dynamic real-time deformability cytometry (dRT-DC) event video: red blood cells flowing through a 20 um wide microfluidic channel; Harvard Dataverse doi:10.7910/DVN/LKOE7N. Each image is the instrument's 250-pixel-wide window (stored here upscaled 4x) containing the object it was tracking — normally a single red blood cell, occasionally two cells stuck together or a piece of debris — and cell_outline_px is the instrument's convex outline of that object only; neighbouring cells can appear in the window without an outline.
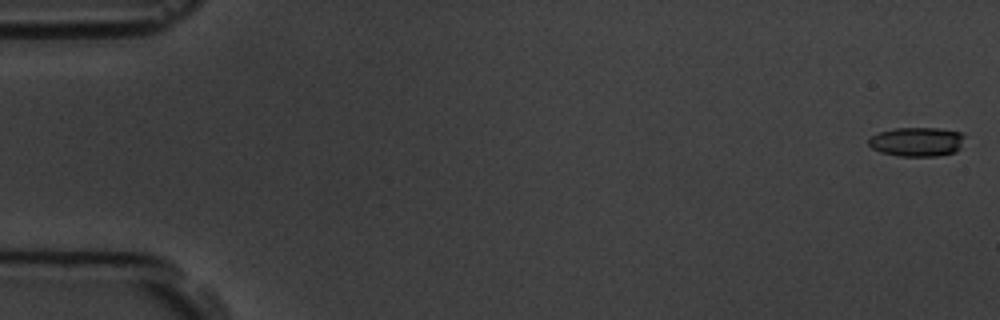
{"species": "common noctule bat (a hibernating species)", "species_latin": "Nyctalus noctula", "temperature_condition": "room temperature", "stored_images_in_passage": 6, "camera_frame_rate_fps": 3000, "um_per_image_px": 0.085, "animal": {"sex": "male", "body_mass_g": 19.5, "forearm_length_mm": 54.6}, "frame": {"image": 1, "passage_image": 1, "time_ms": 0.0, "image_size_px": [1000, 320], "cell_outline_px": [[964, 136], [960, 148], [956, 152], [936, 156], [900, 156], [880, 152], [872, 148], [868, 144], [868, 140], [872, 136], [880, 132], [896, 128], [940, 128], [960, 132]], "centroid_in_image_um": [77.94, 12.05], "position_along_channel_um": 7.1, "area_um2": 16.3}}